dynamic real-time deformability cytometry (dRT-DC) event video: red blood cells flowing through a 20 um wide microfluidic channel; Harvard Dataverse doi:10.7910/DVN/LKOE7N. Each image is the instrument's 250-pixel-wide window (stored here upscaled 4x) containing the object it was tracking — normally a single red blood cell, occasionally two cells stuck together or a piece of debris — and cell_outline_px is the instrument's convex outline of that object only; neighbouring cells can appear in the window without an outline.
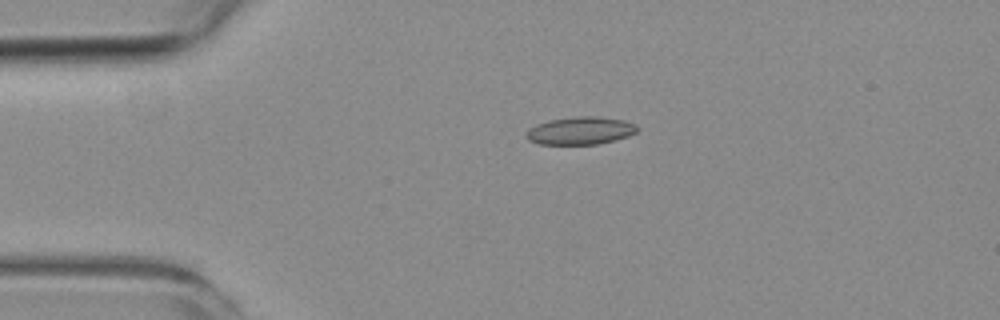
{"species": "common noctule bat (a hibernating species)", "species_latin": "Nyctalus noctula", "temperature_condition": "room temperature", "stored_images_in_passage": 2, "camera_frame_rate_fps": 3000, "um_per_image_px": 0.085, "animal": {"sex": "female", "body_mass_g": 19.3, "forearm_length_mm": 54.1}, "frame": {"image": 1, "passage_image": 1, "time_ms": 0.0, "image_size_px": [1000, 320], "cell_outline_px": [[640, 128], [636, 132], [628, 136], [616, 140], [600, 144], [540, 144], [528, 140], [528, 128], [536, 124], [552, 120], [576, 116], [592, 116], [624, 120], [636, 124]], "centroid_in_image_um": [49.38, 11.11], "position_along_channel_um": 35.6, "area_um2": 17.86}}